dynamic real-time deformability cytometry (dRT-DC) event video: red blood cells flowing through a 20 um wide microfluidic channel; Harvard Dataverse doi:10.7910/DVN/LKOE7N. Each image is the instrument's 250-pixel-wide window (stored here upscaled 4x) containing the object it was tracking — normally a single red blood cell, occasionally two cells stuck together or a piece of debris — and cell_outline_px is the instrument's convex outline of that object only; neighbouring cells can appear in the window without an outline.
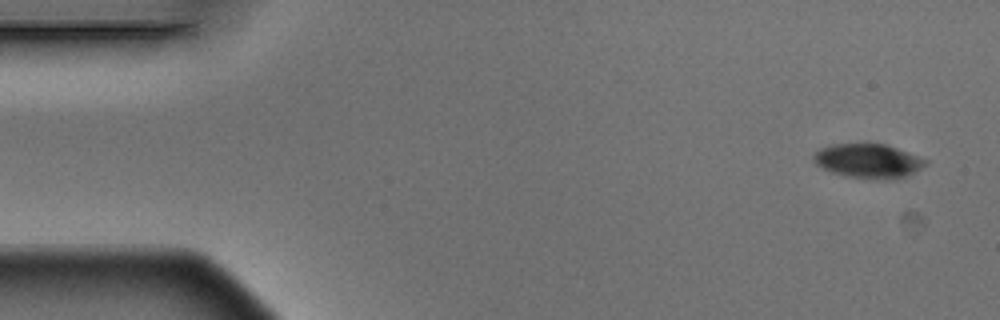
{"species": "Egyptian fruit bat (a non-hibernating species)", "species_latin": "Rousettus aegyptiacus", "temperature_condition": "warm", "stored_images_in_passage": 6, "segment_of_instrument_passage": [2, 2], "camera_frame_rate_fps": 3000, "um_per_image_px": 0.085, "animal": {"sex": "male"}, "frame": {"image": 1, "passage_image": 6, "time_ms": 1.667, "image_size_px": [1000, 320], "cell_outline_px": [[928, 164], [904, 176], [892, 180], [848, 176], [832, 172], [816, 164], [812, 160], [812, 156], [820, 148], [832, 144], [868, 140], [884, 144], [908, 152], [928, 160]], "centroid_in_image_um": [73.77, 13.62], "position_along_channel_um": 11.2, "area_um2": 22.72}}